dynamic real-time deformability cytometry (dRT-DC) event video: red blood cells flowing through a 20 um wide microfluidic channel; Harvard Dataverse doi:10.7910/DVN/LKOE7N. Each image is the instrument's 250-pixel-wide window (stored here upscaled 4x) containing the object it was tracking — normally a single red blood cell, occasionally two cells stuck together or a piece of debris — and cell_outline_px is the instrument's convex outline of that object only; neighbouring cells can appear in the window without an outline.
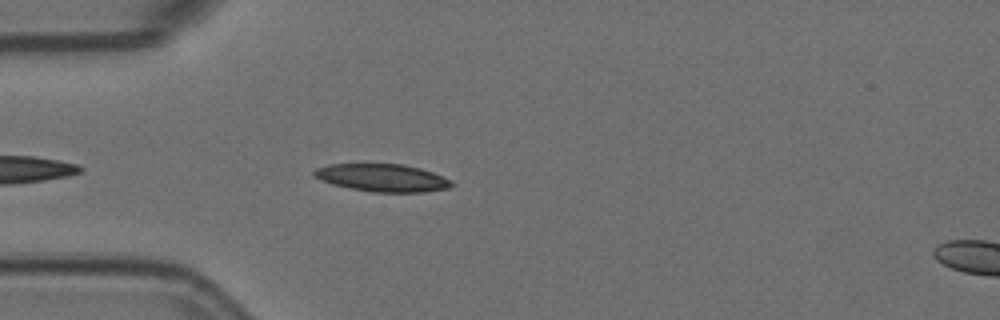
{"species": "Egyptian fruit bat (a non-hibernating species)", "species_latin": "Rousettus aegyptiacus", "temperature_condition": "room temperature", "stored_images_in_passage": 22, "camera_frame_rate_fps": 3000, "um_per_image_px": 0.085, "animal": {"sex": "female"}, "frame": {"image": 1, "passage_image": 4, "time_ms": 1.0, "image_size_px": [1000, 320], "cell_outline_px": [[456, 184], [448, 188], [424, 192], [372, 192], [332, 184], [320, 180], [312, 176], [312, 172], [316, 168], [328, 164], [400, 164], [420, 168], [432, 172], [452, 180]], "centroid_in_image_um": [32.49, 15.11], "position_along_channel_um": 52.5, "area_um2": 22.2}}
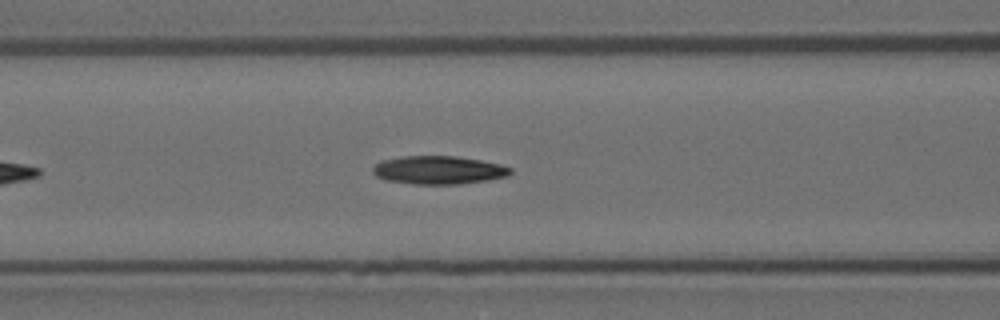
{"frame": {"image": 2, "passage_image": 11, "time_ms": 3.333, "image_size_px": [1000, 320], "cell_outline_px": [[512, 172], [508, 176], [488, 180], [460, 184], [412, 184], [384, 180], [376, 176], [372, 172], [372, 168], [380, 160], [404, 156], [456, 156], [480, 160], [500, 164], [512, 168]], "centroid_in_image_um": [37.26, 14.46], "position_along_channel_um": 129.3, "area_um2": 22.83}}
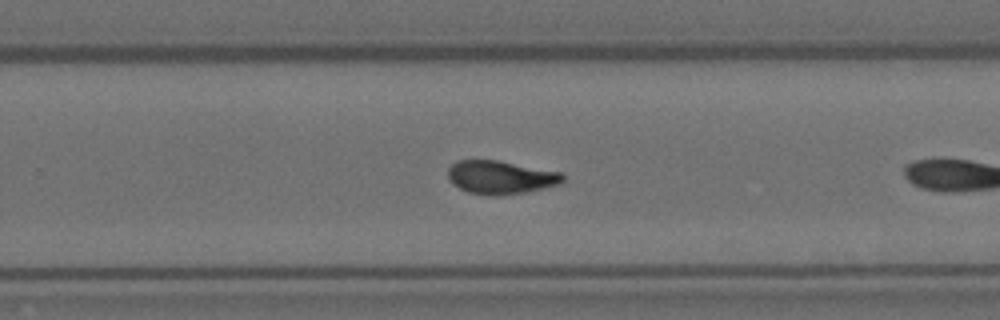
{"frame": {"image": 3, "passage_image": 21, "time_ms": 6.667, "image_size_px": [1000, 320], "cell_outline_px": [[564, 180], [560, 184], [544, 188], [524, 192], [496, 196], [492, 196], [468, 192], [452, 184], [448, 180], [448, 168], [456, 160], [496, 160], [560, 172], [564, 176]], "centroid_in_image_um": [42.52, 15.07], "position_along_channel_um": 287.3, "area_um2": 22.25}}